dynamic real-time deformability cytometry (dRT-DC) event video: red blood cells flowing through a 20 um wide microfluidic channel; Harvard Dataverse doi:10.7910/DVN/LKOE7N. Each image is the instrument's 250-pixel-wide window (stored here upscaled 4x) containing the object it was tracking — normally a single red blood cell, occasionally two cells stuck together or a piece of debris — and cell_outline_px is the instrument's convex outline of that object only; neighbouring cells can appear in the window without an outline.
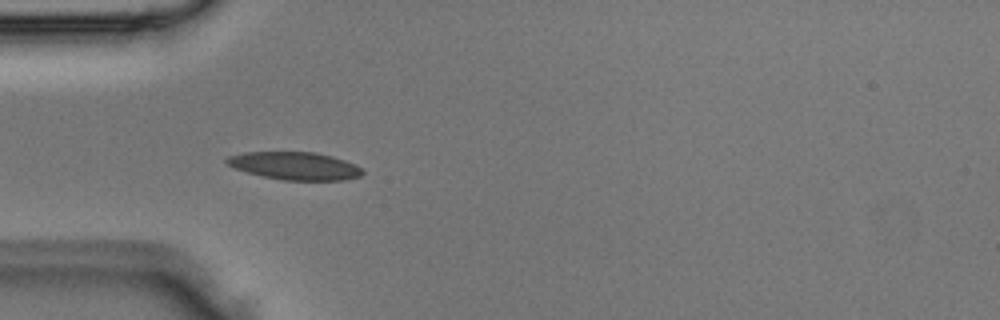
{"species": "Egyptian fruit bat (a non-hibernating species)", "species_latin": "Rousettus aegyptiacus", "temperature_condition": "room temperature", "stored_images_in_passage": 2, "camera_frame_rate_fps": 3000, "um_per_image_px": 0.085, "animal": {"sex": "male"}, "frame": {"image": 1, "passage_image": 2, "time_ms": 0.333, "image_size_px": [1000, 320], "cell_outline_px": [[364, 172], [360, 176], [344, 180], [284, 180], [264, 176], [248, 172], [236, 168], [228, 164], [224, 160], [228, 156], [244, 152], [316, 152], [332, 156], [356, 164], [364, 168]], "centroid_in_image_um": [25.11, 14.09], "position_along_channel_um": 59.9, "area_um2": 21.91}}